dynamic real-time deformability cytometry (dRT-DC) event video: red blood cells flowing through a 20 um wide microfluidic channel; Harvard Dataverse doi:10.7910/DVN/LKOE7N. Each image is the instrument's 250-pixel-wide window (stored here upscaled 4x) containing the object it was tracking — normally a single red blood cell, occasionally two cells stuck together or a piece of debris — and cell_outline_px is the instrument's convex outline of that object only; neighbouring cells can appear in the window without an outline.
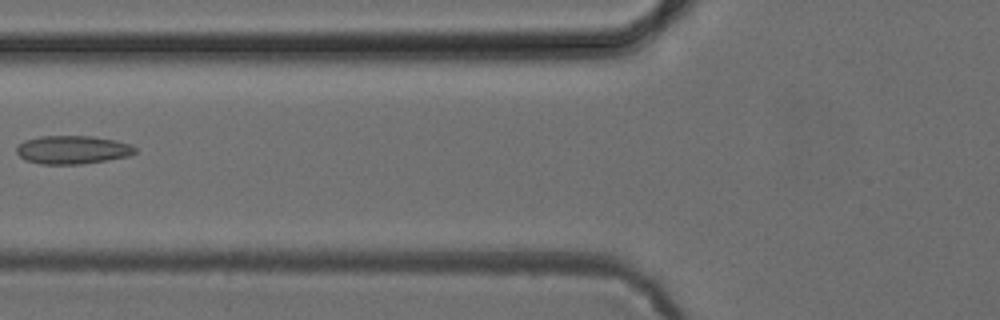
{"species": "common noctule bat (a hibernating species)", "species_latin": "Nyctalus noctula", "temperature_condition": "cold", "stored_images_in_passage": 6, "camera_frame_rate_fps": 3000, "um_per_image_px": 0.085, "animal": {"sex": "female", "body_mass_g": 24.6, "forearm_length_mm": 56.2}, "frame": {"image": 1, "passage_image": 6, "time_ms": 5.667, "image_size_px": [1000, 320], "cell_outline_px": [[136, 152], [128, 156], [108, 160], [80, 164], [40, 164], [24, 160], [16, 152], [16, 148], [24, 140], [40, 136], [92, 136], [116, 140], [132, 144], [136, 148]], "centroid_in_image_um": [6.17, 12.73], "position_along_channel_um": 119.6, "area_um2": 19.71}}